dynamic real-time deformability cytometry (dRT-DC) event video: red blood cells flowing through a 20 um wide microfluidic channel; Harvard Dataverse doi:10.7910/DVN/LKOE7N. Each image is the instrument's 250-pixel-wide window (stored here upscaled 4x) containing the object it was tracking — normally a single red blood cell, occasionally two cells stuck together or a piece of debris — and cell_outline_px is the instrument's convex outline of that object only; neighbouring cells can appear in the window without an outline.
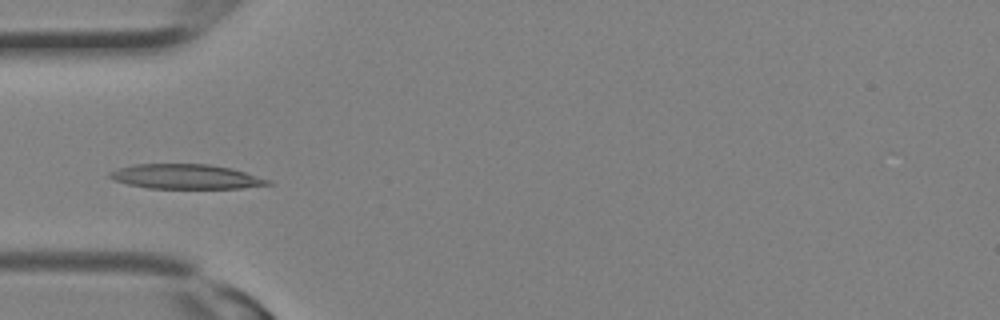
{"species": "Egyptian fruit bat (a non-hibernating species)", "species_latin": "Rousettus aegyptiacus", "temperature_condition": "room temperature", "stored_images_in_passage": 20, "camera_frame_rate_fps": 3000, "um_per_image_px": 0.085, "animal": {"sex": "female"}, "frame": {"image": 1, "passage_image": 8, "time_ms": 2.333, "image_size_px": [1000, 320], "cell_outline_px": [[272, 184], [240, 188], [148, 188], [128, 184], [112, 180], [108, 176], [108, 172], [132, 164], [208, 164], [232, 168], [272, 180]], "centroid_in_image_um": [15.79, 15.01], "position_along_channel_um": 69.2, "area_um2": 22.77}}
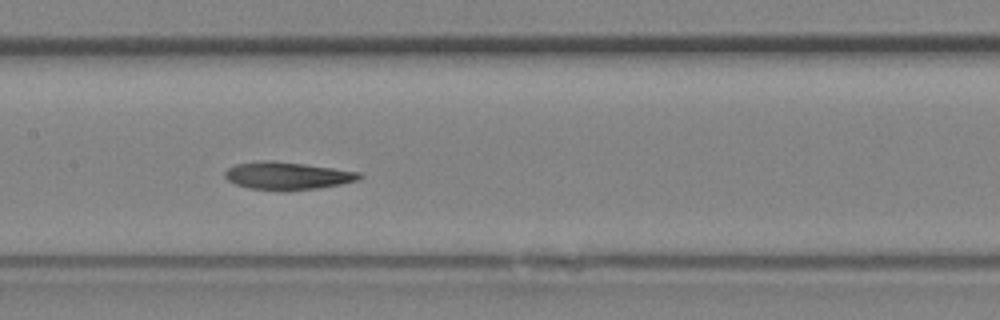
{"frame": {"image": 2, "passage_image": 13, "time_ms": 4.0, "image_size_px": [1000, 320], "cell_outline_px": [[364, 176], [360, 180], [340, 184], [316, 188], [288, 192], [284, 192], [248, 188], [236, 184], [228, 180], [224, 176], [224, 172], [228, 168], [236, 164], [260, 160], [268, 160], [304, 164], [360, 172]], "centroid_in_image_um": [24.41, 14.95], "position_along_channel_um": 183.0, "area_um2": 21.91}}
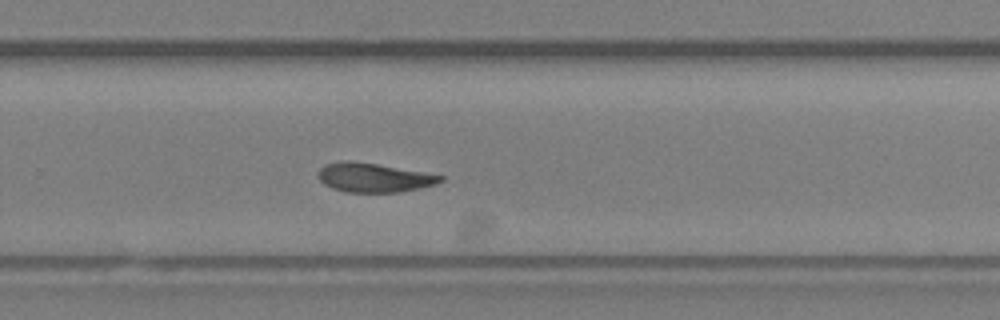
{"frame": {"image": 3, "passage_image": 18, "time_ms": 5.667, "image_size_px": [1000, 320], "cell_outline_px": [[444, 180], [436, 184], [400, 192], [344, 192], [332, 188], [324, 184], [320, 180], [320, 168], [324, 164], [344, 160], [348, 160], [376, 164], [424, 172], [444, 176]], "centroid_in_image_um": [31.77, 15.09], "position_along_channel_um": 298.0, "area_um2": 20.58}}